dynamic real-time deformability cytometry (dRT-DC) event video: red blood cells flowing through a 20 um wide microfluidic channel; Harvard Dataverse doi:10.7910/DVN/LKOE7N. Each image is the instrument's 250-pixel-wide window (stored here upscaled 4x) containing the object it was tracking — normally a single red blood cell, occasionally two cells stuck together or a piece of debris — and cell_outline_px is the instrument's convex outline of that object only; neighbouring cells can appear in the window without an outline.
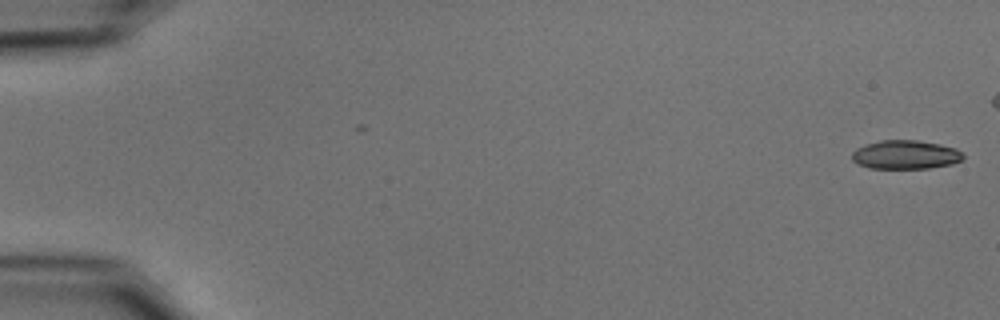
{"species": "common noctule bat (a hibernating species)", "species_latin": "Nyctalus noctula", "temperature_condition": "cold", "stored_images_in_passage": 15, "camera_frame_rate_fps": 3000, "um_per_image_px": 0.085, "animal": {"sex": "male", "body_mass_g": 15.6}, "frame": {"image": 1, "passage_image": 1, "time_ms": 0.0, "image_size_px": [1000, 320], "cell_outline_px": [[964, 160], [952, 164], [928, 168], [868, 168], [852, 160], [852, 152], [856, 148], [880, 140], [916, 140], [940, 144], [956, 148], [964, 156]], "centroid_in_image_um": [76.99, 13.15], "position_along_channel_um": 8.0, "area_um2": 18.61}}